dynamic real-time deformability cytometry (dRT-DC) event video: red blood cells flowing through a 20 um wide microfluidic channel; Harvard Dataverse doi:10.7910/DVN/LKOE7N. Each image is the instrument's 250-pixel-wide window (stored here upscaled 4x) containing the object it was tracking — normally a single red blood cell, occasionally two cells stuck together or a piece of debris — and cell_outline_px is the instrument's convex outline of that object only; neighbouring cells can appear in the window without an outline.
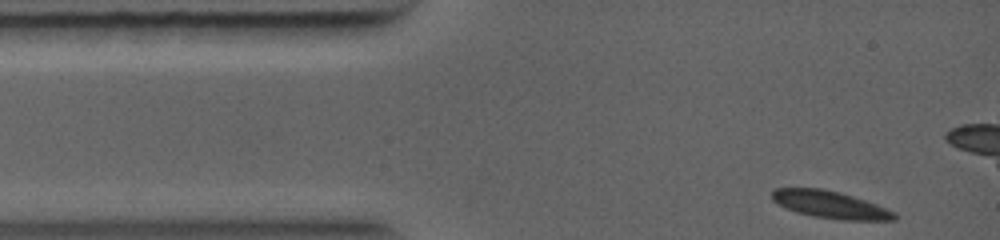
{"species": "common noctule bat (a hibernating species)", "species_latin": "Nyctalus noctula", "temperature_condition": "warm", "stored_images_in_passage": 6, "camera_frame_rate_fps": 5000, "um_per_image_px": 0.085, "animal": {"sex": "female", "body_mass_g": 19.0, "forearm_length_mm": 56.7}, "frame": {"image": 1, "passage_image": 1, "time_ms": 0.0, "image_size_px": [1000, 240], "cell_outline_px": [[896, 220], [844, 220], [812, 216], [796, 212], [784, 208], [776, 204], [772, 200], [772, 192], [776, 188], [824, 188], [840, 192], [876, 204], [896, 212]], "centroid_in_image_um": [70.54, 17.39], "position_along_channel_um": 14.5, "area_um2": 19.54}}